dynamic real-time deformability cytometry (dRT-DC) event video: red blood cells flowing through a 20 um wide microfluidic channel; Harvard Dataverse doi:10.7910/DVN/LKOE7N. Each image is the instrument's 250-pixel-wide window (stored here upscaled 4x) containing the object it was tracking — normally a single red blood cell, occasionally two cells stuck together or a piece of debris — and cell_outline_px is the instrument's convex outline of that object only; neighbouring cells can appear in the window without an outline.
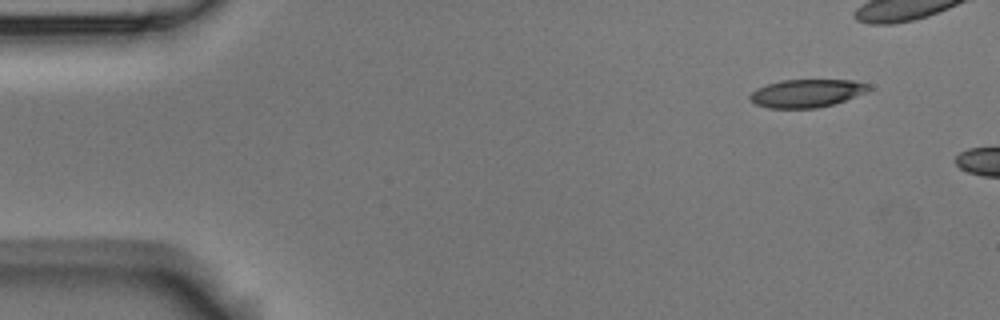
{"species": "Egyptian fruit bat (a non-hibernating species)", "species_latin": "Rousettus aegyptiacus", "temperature_condition": "room temperature", "stored_images_in_passage": 5, "camera_frame_rate_fps": 3000, "um_per_image_px": 0.085, "animal": {"sex": "male"}, "frame": {"image": 1, "passage_image": 5, "time_ms": 1.333, "image_size_px": [1000, 320], "cell_outline_px": [[872, 88], [868, 92], [832, 104], [816, 108], [768, 108], [756, 104], [748, 100], [748, 96], [756, 88], [768, 84], [784, 80], [852, 80], [868, 84]], "centroid_in_image_um": [68.55, 7.93], "position_along_channel_um": 16.4, "area_um2": 19.36}}